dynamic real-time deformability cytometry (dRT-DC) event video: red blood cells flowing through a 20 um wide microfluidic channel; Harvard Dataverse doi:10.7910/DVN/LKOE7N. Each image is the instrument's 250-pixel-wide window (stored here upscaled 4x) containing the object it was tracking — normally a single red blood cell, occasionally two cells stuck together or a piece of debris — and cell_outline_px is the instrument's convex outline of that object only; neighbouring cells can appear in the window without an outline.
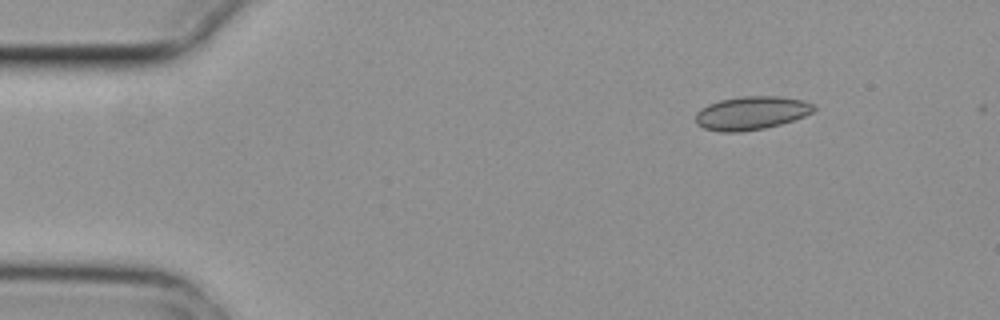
{"species": "common noctule bat (a hibernating species)", "species_latin": "Nyctalus noctula", "temperature_condition": "cold", "stored_images_in_passage": 3, "camera_frame_rate_fps": 3000, "um_per_image_px": 0.085, "animal": {"sex": "female", "body_mass_g": 29.2, "forearm_length_mm": 56.3}, "frame": {"image": 1, "passage_image": 1, "time_ms": 0.0, "image_size_px": [1000, 320], "cell_outline_px": [[816, 108], [812, 112], [804, 116], [780, 124], [764, 128], [740, 132], [720, 132], [704, 128], [696, 124], [696, 112], [700, 108], [708, 104], [720, 100], [740, 96], [780, 96], [804, 100], [812, 104]], "centroid_in_image_um": [63.84, 9.6], "position_along_channel_um": 21.2, "area_um2": 23.06}}